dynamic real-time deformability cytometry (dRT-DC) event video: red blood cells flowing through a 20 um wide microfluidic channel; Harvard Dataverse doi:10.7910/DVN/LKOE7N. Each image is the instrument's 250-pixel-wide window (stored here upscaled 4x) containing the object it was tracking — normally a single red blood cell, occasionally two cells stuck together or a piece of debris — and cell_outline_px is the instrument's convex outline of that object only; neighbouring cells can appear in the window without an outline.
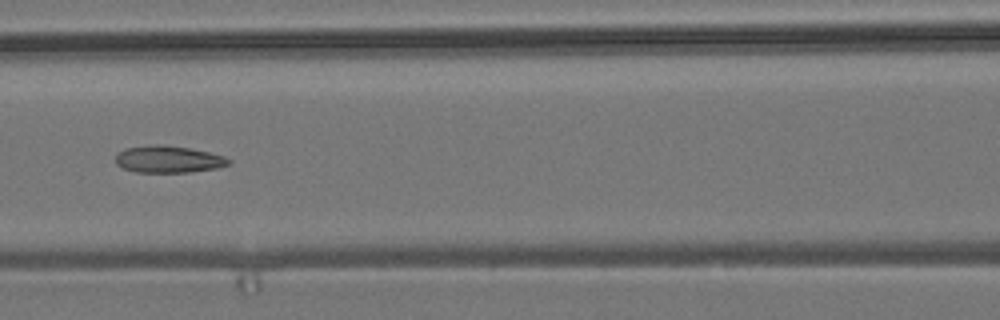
{"species": "common noctule bat (a hibernating species)", "species_latin": "Nyctalus noctula", "temperature_condition": "room temperature", "stored_images_in_passage": 9, "camera_frame_rate_fps": 3000, "um_per_image_px": 0.085, "animal": {"sex": "male", "body_mass_g": 19.2, "forearm_length_mm": 51.8}, "frame": {"image": 1, "passage_image": 6, "time_ms": 1.667, "image_size_px": [1000, 320], "cell_outline_px": [[232, 164], [216, 168], [188, 172], [136, 172], [124, 168], [116, 164], [116, 156], [124, 148], [148, 144], [164, 144], [188, 148], [208, 152], [224, 156], [232, 160]], "centroid_in_image_um": [14.32, 13.53], "position_along_channel_um": 152.3, "area_um2": 17.86}}
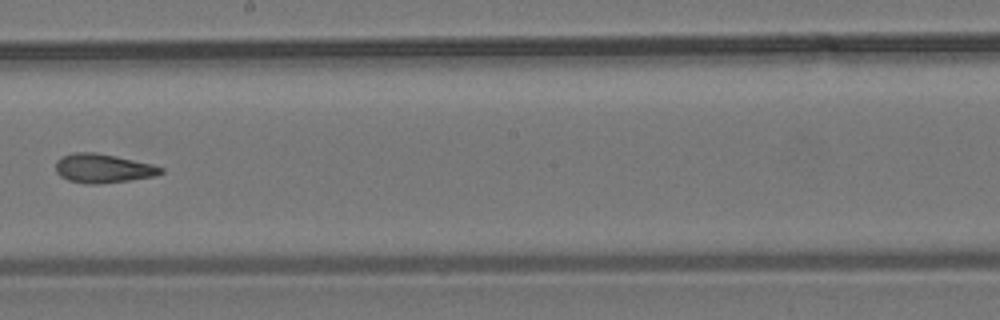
{"frame": {"image": 2, "passage_image": 8, "time_ms": 2.333, "image_size_px": [1000, 320], "cell_outline_px": [[164, 172], [156, 176], [100, 184], [84, 184], [68, 180], [60, 176], [56, 172], [56, 160], [72, 152], [96, 152], [116, 156], [152, 164], [164, 168]], "centroid_in_image_um": [8.75, 14.31], "position_along_channel_um": 239.4, "area_um2": 17.86}}
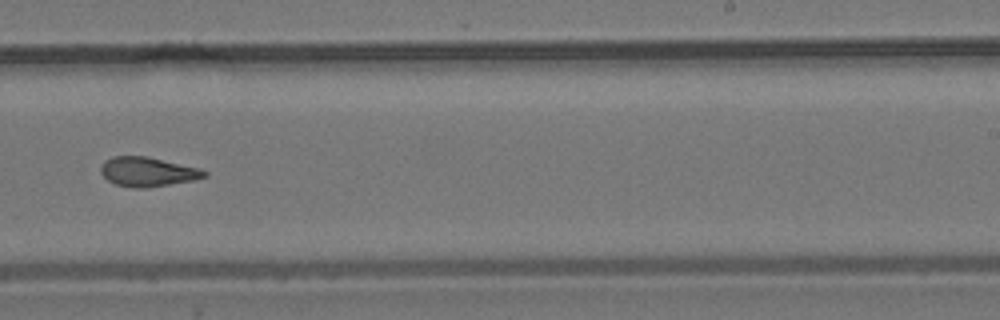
{"frame": {"image": 3, "passage_image": 9, "time_ms": 2.667, "image_size_px": [1000, 320], "cell_outline_px": [[208, 176], [196, 180], [144, 188], [132, 188], [116, 184], [108, 180], [100, 172], [100, 168], [104, 160], [112, 156], [148, 156], [200, 168], [208, 172]], "centroid_in_image_um": [12.57, 14.59], "position_along_channel_um": 276.4, "area_um2": 17.92}}